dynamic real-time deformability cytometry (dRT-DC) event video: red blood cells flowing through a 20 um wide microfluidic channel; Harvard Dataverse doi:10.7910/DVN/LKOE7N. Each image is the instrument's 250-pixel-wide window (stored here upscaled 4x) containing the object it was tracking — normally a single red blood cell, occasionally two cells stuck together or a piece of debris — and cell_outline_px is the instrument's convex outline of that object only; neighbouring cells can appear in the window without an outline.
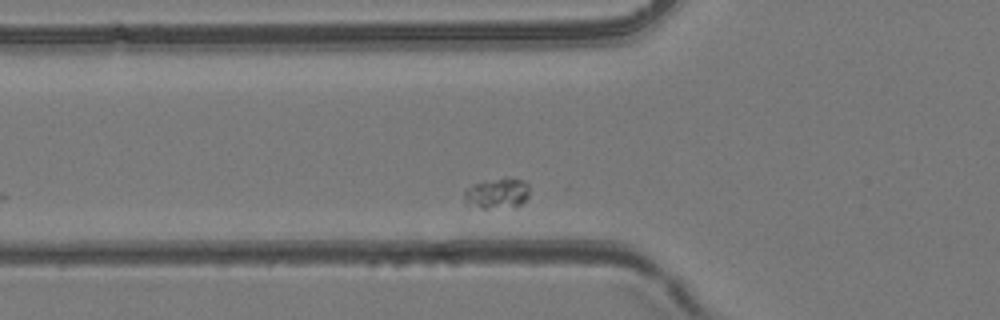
{"species": "common noctule bat (a hibernating species)", "species_latin": "Nyctalus noctula", "temperature_condition": "room temperature", "stored_images_in_passage": 30, "camera_frame_rate_fps": 3000, "um_per_image_px": 0.085, "animal": {"sex": "female", "body_mass_g": 24.6, "forearm_length_mm": 56.2}, "frame": {"image": 1, "passage_image": 5, "time_ms": 1.333, "image_size_px": [1000, 320], "cell_outline_px": [[528, 196], [516, 208], [468, 208], [464, 204], [464, 188], [472, 184], [484, 180], [504, 176], [524, 180], [528, 184]], "centroid_in_image_um": [42.18, 16.43], "position_along_channel_um": 83.6, "area_um2": 12.37}}
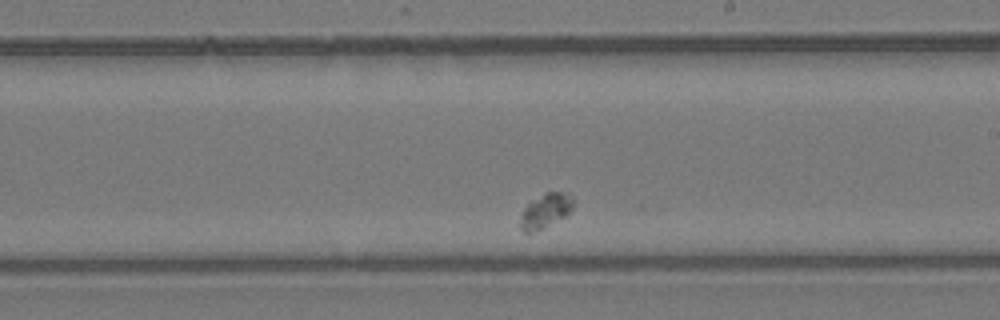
{"frame": {"image": 2, "passage_image": 18, "time_ms": 5.667, "image_size_px": [1000, 320], "cell_outline_px": [[572, 208], [564, 216], [544, 228], [528, 236], [520, 228], [520, 220], [528, 204], [544, 192], [568, 192], [572, 196]], "centroid_in_image_um": [46.35, 17.95], "position_along_channel_um": 242.7, "area_um2": 10.52}}
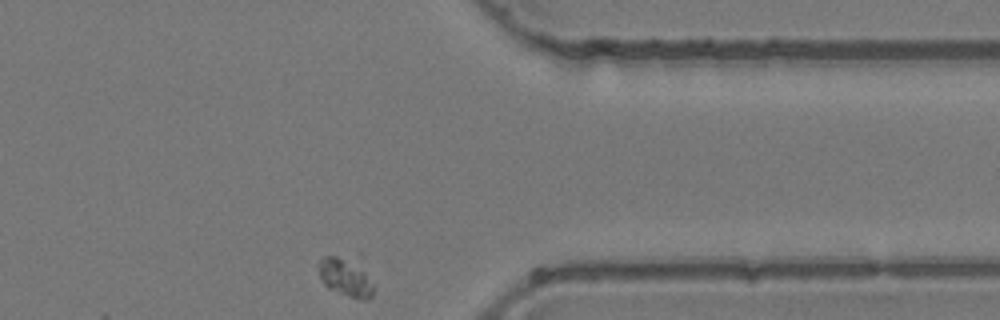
{"frame": {"image": 3, "passage_image": 30, "time_ms": 9.667, "image_size_px": [1000, 320], "cell_outline_px": [[376, 288], [372, 296], [368, 300], [364, 300], [348, 296], [328, 288], [324, 284], [320, 276], [316, 264], [324, 256], [336, 256], [344, 260], [364, 272]], "centroid_in_image_um": [29.33, 23.64], "position_along_channel_um": 382.1, "area_um2": 11.68}}